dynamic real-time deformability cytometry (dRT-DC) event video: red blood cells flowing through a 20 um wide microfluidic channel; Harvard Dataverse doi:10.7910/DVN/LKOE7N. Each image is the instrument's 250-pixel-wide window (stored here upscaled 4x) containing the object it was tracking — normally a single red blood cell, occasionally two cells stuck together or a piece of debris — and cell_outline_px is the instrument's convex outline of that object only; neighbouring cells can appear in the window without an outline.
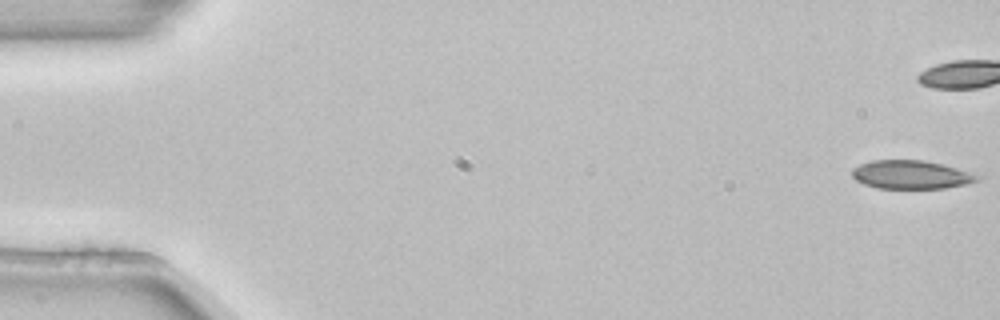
{"species": "common noctule bat (a hibernating species)", "species_latin": "Nyctalus noctula", "temperature_condition": "room temperature", "stored_images_in_passage": 6, "camera_frame_rate_fps": 3000, "um_per_image_px": 0.085, "animal": {"sex": "female", "body_mass_g": 22.7, "forearm_length_mm": 54.2}, "frame": {"image": 1, "passage_image": 1, "time_ms": 0.0, "image_size_px": [1000, 320], "cell_outline_px": [[980, 176], [976, 180], [964, 184], [944, 188], [876, 188], [864, 184], [856, 180], [852, 176], [852, 168], [860, 164], [872, 160], [924, 160], [956, 168]], "centroid_in_image_um": [77.36, 14.84], "position_along_channel_um": 7.6, "area_um2": 20.46}}